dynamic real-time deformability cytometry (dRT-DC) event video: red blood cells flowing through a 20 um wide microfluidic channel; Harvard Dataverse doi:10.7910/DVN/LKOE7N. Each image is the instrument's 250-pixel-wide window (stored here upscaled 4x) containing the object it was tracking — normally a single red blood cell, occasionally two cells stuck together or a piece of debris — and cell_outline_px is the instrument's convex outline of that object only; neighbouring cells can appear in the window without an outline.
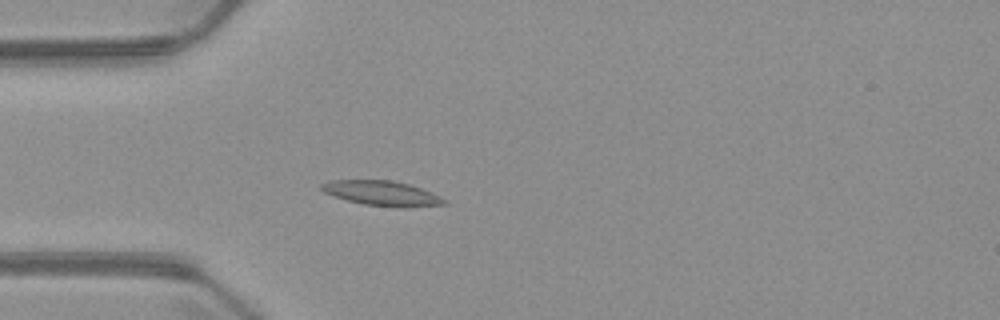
{"species": "common noctule bat (a hibernating species)", "species_latin": "Nyctalus noctula", "temperature_condition": "warm", "stored_images_in_passage": 4, "camera_frame_rate_fps": 3000, "um_per_image_px": 0.085, "animal": {"sex": "male", "body_mass_g": 23.1, "forearm_length_mm": 52.7}, "frame": {"image": 1, "passage_image": 4, "time_ms": 4.333, "image_size_px": [1000, 320], "cell_outline_px": [[448, 204], [408, 208], [396, 208], [364, 204], [348, 200], [324, 192], [320, 188], [320, 184], [328, 180], [392, 180], [408, 184], [432, 192], [448, 200]], "centroid_in_image_um": [32.52, 16.44], "position_along_channel_um": 52.5, "area_um2": 17.98}}